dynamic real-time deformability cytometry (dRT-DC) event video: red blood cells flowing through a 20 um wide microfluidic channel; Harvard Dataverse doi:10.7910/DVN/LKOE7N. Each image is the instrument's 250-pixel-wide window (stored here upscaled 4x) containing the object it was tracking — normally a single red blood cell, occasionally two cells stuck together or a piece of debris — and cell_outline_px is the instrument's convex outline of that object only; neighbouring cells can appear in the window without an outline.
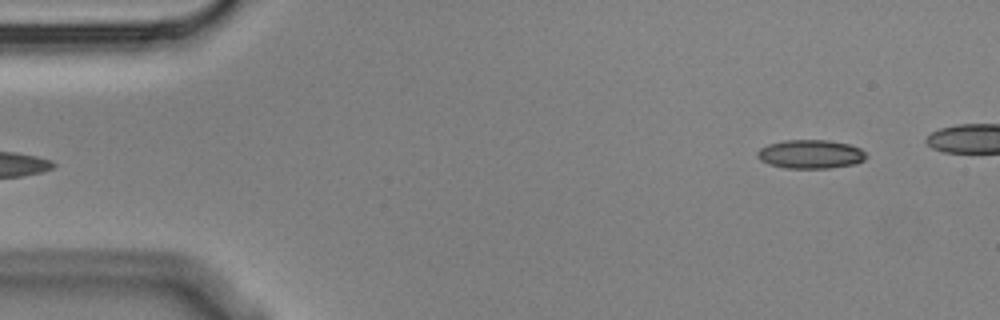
{"species": "Egyptian fruit bat (a non-hibernating species)", "species_latin": "Rousettus aegyptiacus", "temperature_condition": "cold", "stored_images_in_passage": 6, "camera_frame_rate_fps": 3000, "um_per_image_px": 0.085, "animal": {"sex": "male"}, "frame": {"image": 1, "passage_image": 6, "time_ms": 1.667, "image_size_px": [1000, 320], "cell_outline_px": [[868, 156], [864, 160], [856, 164], [828, 168], [788, 168], [768, 164], [760, 160], [756, 156], [756, 152], [760, 148], [768, 144], [784, 140], [828, 140], [848, 144], [860, 148]], "centroid_in_image_um": [68.89, 13.1], "position_along_channel_um": 16.1, "area_um2": 18.32}}